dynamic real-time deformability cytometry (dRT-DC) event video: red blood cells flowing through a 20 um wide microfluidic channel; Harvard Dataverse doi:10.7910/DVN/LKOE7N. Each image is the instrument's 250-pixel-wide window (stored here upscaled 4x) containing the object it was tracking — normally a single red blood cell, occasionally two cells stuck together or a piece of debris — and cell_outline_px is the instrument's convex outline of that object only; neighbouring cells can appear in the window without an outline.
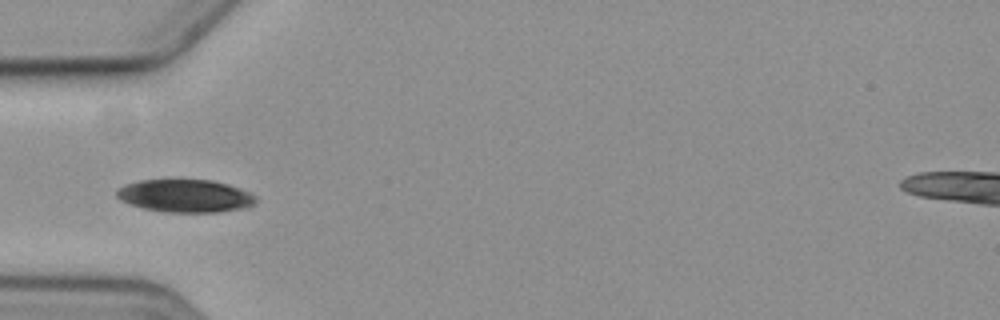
{"species": "common noctule bat (a hibernating species)", "species_latin": "Nyctalus noctula", "temperature_condition": "cold", "stored_images_in_passage": 6, "camera_frame_rate_fps": 3000, "um_per_image_px": 0.085, "animal": {"sex": "female", "body_mass_g": 19.3, "forearm_length_mm": 54.1}, "frame": {"image": 1, "passage_image": 6, "time_ms": 5.667, "image_size_px": [1000, 320], "cell_outline_px": [[256, 204], [244, 208], [220, 212], [164, 212], [144, 208], [128, 204], [120, 200], [116, 196], [116, 188], [124, 184], [140, 180], [212, 180], [228, 184], [248, 192], [256, 196]], "centroid_in_image_um": [15.72, 16.65], "position_along_channel_um": 69.3, "area_um2": 26.76}}